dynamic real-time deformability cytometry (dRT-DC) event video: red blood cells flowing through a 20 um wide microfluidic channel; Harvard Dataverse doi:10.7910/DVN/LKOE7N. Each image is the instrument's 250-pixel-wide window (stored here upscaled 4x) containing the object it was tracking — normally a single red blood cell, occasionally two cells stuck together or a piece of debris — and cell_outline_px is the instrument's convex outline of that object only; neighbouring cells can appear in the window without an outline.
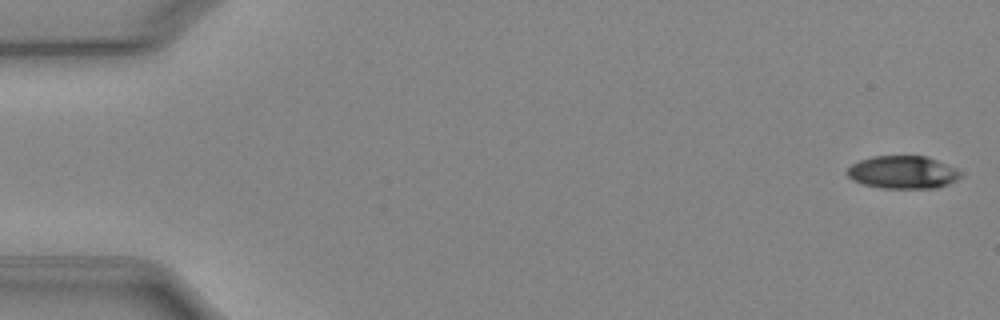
{"species": "Egyptian fruit bat (a non-hibernating species)", "species_latin": "Rousettus aegyptiacus", "temperature_condition": "cold", "stored_images_in_passage": 51, "camera_frame_rate_fps": 3000, "um_per_image_px": 0.085, "animal": {"sex": "female"}, "frame": {"image": 1, "passage_image": 1, "time_ms": 0.0, "image_size_px": [1000, 320], "cell_outline_px": [[964, 176], [948, 184], [936, 188], [880, 188], [864, 184], [852, 180], [844, 172], [852, 164], [860, 160], [872, 156], [928, 156], [956, 168], [964, 172]], "centroid_in_image_um": [76.77, 14.64], "position_along_channel_um": 8.2, "area_um2": 21.96}}
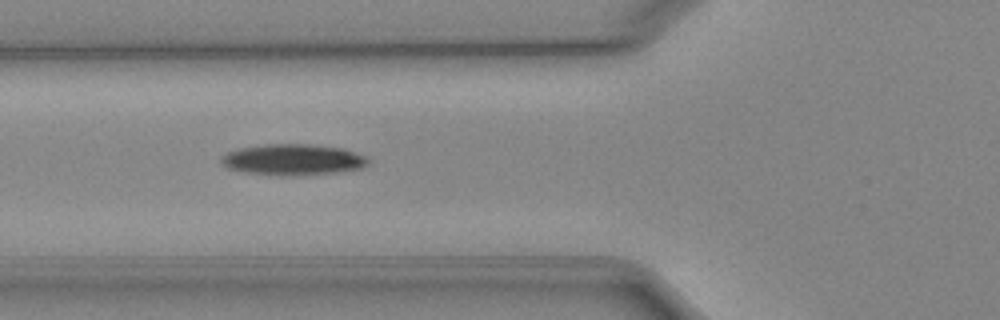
{"frame": {"image": 2, "passage_image": 19, "time_ms": 6.0, "image_size_px": [1000, 320], "cell_outline_px": [[368, 164], [360, 168], [336, 172], [244, 172], [228, 168], [220, 160], [228, 152], [240, 148], [268, 144], [308, 144], [344, 148], [368, 156]], "centroid_in_image_um": [24.96, 13.5], "position_along_channel_um": 100.8, "area_um2": 25.03}}
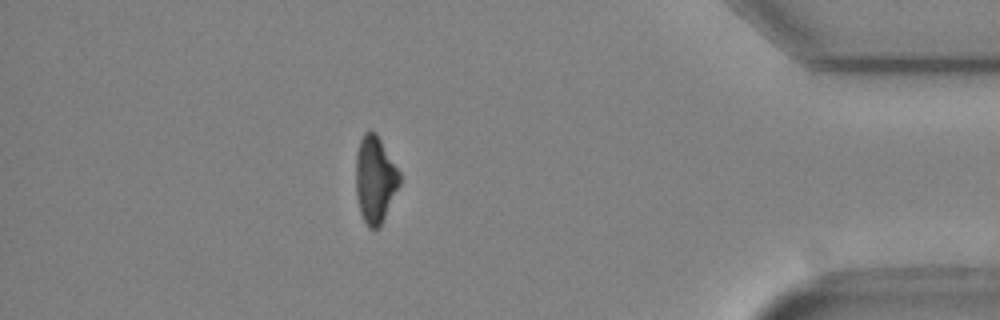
{"frame": {"image": 3, "passage_image": 45, "time_ms": 14.667, "image_size_px": [1000, 320], "cell_outline_px": [[400, 184], [380, 228], [368, 228], [360, 212], [356, 196], [356, 152], [360, 140], [364, 132], [376, 132], [400, 172]], "centroid_in_image_um": [31.88, 15.27], "position_along_channel_um": 403.3, "area_um2": 22.2}, "authors_computed_cell_mechanics": {"area_um2": 24.0448, "velocity_mm_per_s": 3.9615, "shape_relaxation_time_tau1_ms": 2.8721, "shape_relaxation_time_tau2_ms": null, "deformation_change_tau1": 0.1109, "deformation_change_tau2": null}}